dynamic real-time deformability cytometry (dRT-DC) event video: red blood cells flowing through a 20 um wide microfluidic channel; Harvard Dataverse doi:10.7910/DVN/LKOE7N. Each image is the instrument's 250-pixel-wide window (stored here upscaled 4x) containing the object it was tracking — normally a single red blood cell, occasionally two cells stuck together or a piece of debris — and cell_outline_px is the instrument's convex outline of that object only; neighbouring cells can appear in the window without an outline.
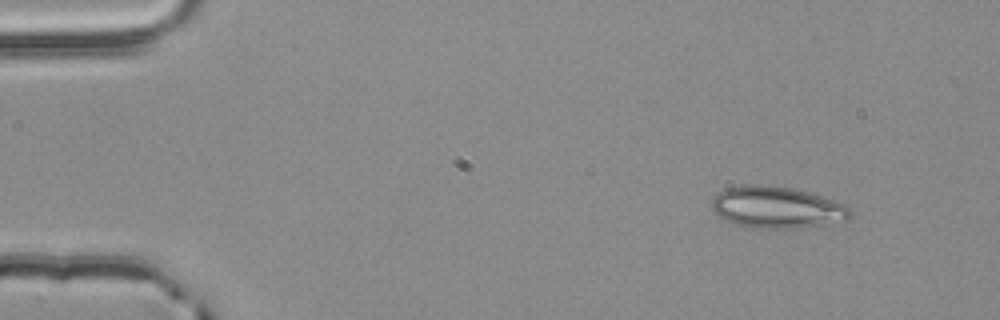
{"species": "common noctule bat (a hibernating species)", "species_latin": "Nyctalus noctula", "temperature_condition": "room temperature", "stored_images_in_passage": 3, "camera_frame_rate_fps": 3000, "um_per_image_px": 0.085, "animal": {"sex": "male", "body_mass_g": 20.4}, "frame": {"image": 1, "passage_image": 1, "time_ms": 0.0, "image_size_px": [1000, 320], "cell_outline_px": [[852, 216], [848, 220], [800, 228], [748, 228], [724, 220], [716, 216], [712, 208], [712, 196], [724, 188], [748, 184], [760, 184], [792, 188], [808, 192], [844, 204], [852, 212]], "centroid_in_image_um": [65.97, 17.63], "position_along_channel_um": 19.0, "area_um2": 33.87}}